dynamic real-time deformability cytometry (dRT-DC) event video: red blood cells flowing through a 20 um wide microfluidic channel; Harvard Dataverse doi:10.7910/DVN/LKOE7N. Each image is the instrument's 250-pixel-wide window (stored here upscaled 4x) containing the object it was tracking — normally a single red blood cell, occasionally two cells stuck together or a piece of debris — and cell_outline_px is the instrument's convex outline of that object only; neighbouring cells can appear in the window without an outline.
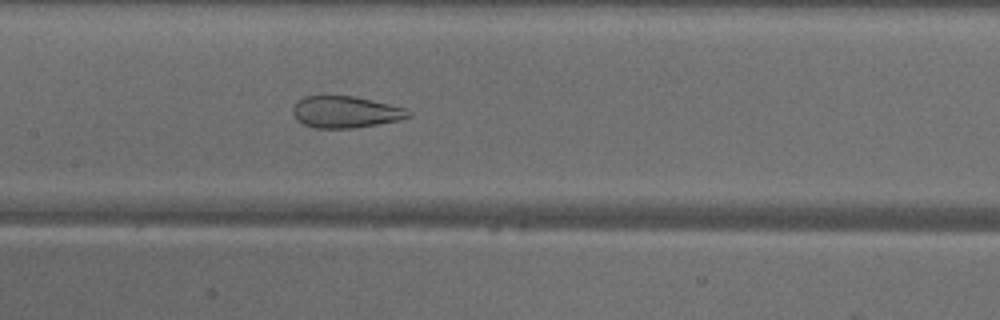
{"species": "common noctule bat (a hibernating species)", "species_latin": "Nyctalus noctula", "temperature_condition": "warm", "stored_images_in_passage": 47, "camera_frame_rate_fps": 3000, "um_per_image_px": 0.085, "animal": {"sex": "male", "body_mass_g": 18.8}, "frame": {"image": 1, "passage_image": 21, "time_ms": 6.667, "image_size_px": [1000, 320], "cell_outline_px": [[412, 116], [400, 120], [356, 128], [316, 128], [304, 124], [296, 120], [292, 112], [292, 108], [304, 96], [352, 96], [408, 108], [412, 112]], "centroid_in_image_um": [29.41, 9.53], "position_along_channel_um": 178.0, "area_um2": 21.39}}
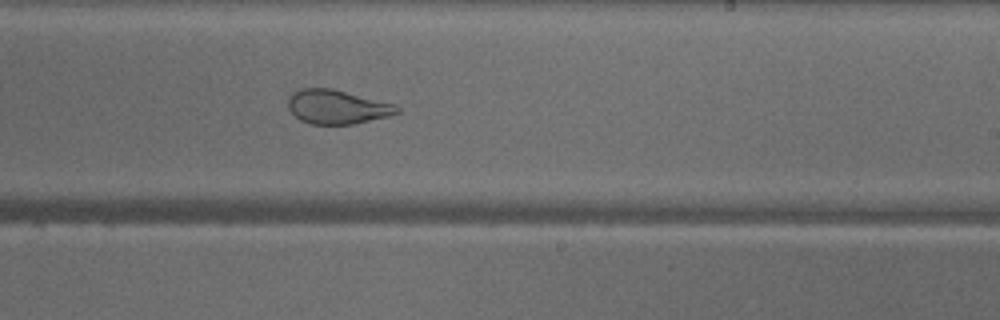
{"frame": {"image": 2, "passage_image": 27, "time_ms": 8.667, "image_size_px": [1000, 320], "cell_outline_px": [[400, 112], [388, 116], [352, 124], [312, 124], [300, 120], [288, 108], [288, 96], [292, 92], [300, 88], [332, 88], [396, 104], [400, 108]], "centroid_in_image_um": [28.64, 9.07], "position_along_channel_um": 260.4, "area_um2": 21.68}, "authors_computed_cell_mechanics": {"area_um2": 29.767, "velocity_mm_per_s": 4.1415, "shape_relaxation_time_tau1_ms": null, "shape_relaxation_time_tau2_ms": 1.0112, "deformation_change_tau1": null, "deformation_change_tau2": 0.0818}}